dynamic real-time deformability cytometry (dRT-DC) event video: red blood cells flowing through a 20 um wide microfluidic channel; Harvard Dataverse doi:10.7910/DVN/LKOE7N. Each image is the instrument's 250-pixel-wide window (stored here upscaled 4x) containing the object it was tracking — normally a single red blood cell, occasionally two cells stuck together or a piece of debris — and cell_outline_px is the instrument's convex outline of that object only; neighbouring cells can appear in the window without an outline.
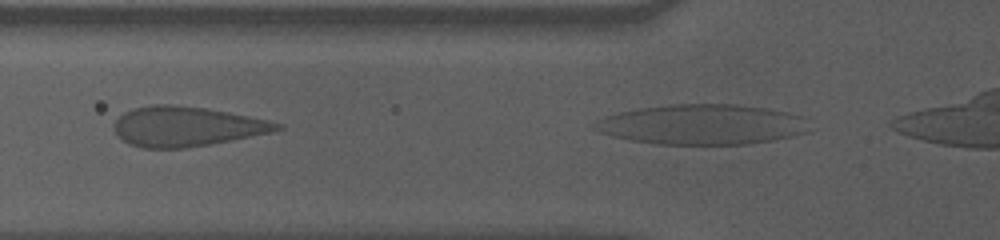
{"species": "human", "species_latin": "Homo sapiens", "temperature_condition": "cold", "stored_images_in_passage": 5, "segment_of_instrument_passage": [2, 2], "camera_frame_rate_fps": 3000, "um_per_image_px": 0.085, "donor": {"sex": "male"}, "frame": {"image": 1, "passage_image": 5, "time_ms": 1.333, "image_size_px": [1000, 240], "cell_outline_px": [[804, 132], [792, 136], [772, 140], [748, 144], [656, 144], [632, 140], [612, 136], [596, 132], [592, 128], [596, 120], [604, 116], [620, 112], [640, 108], [668, 104], [732, 104], [768, 108], [788, 112], [800, 116]], "centroid_in_image_um": [59.55, 10.58], "position_along_channel_um": 66.2, "area_um2": 49.77}}